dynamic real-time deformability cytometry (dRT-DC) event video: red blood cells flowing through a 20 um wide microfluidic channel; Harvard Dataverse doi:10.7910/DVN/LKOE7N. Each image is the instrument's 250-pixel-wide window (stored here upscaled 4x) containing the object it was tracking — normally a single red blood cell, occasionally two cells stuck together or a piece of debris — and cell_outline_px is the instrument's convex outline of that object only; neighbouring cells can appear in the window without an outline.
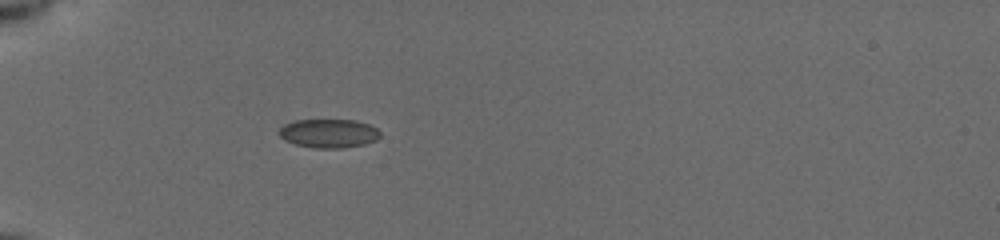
{"species": "common noctule bat (a hibernating species)", "species_latin": "Nyctalus noctula", "temperature_condition": "cold", "stored_images_in_passage": 37, "camera_frame_rate_fps": 3000, "um_per_image_px": 0.085, "animal": {"sex": "female", "body_mass_g": 19.5, "forearm_length_mm": 54.1}, "frame": {"image": 1, "passage_image": 1, "time_ms": 0.0, "image_size_px": [1000, 240], "cell_outline_px": [[380, 136], [376, 140], [364, 144], [340, 148], [316, 148], [296, 144], [284, 140], [276, 132], [284, 124], [296, 120], [356, 120], [368, 124], [376, 128], [380, 132]], "centroid_in_image_um": [27.92, 11.33], "position_along_channel_um": 57.1, "area_um2": 16.94}}
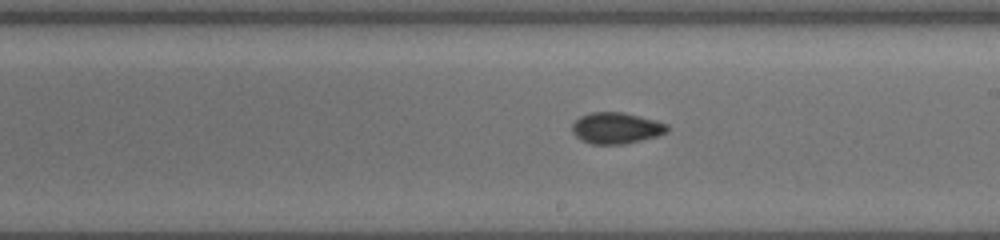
{"frame": {"image": 2, "passage_image": 16, "time_ms": 5.0, "image_size_px": [1000, 240], "cell_outline_px": [[668, 132], [656, 136], [624, 144], [592, 144], [580, 140], [572, 132], [572, 124], [580, 116], [592, 112], [620, 112], [668, 124]], "centroid_in_image_um": [52.34, 10.9], "position_along_channel_um": 236.7, "area_um2": 17.05}}
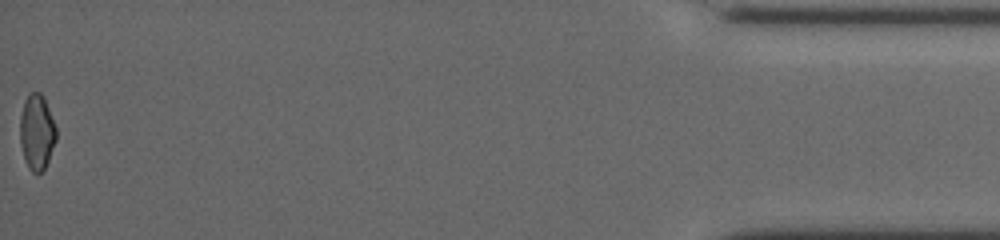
{"frame": {"image": 3, "passage_image": 37, "time_ms": 12.0, "image_size_px": [1000, 240], "cell_outline_px": [[56, 140], [48, 160], [44, 168], [40, 172], [32, 172], [28, 168], [24, 160], [20, 144], [20, 116], [24, 100], [28, 92], [40, 92], [44, 96], [56, 128]], "centroid_in_image_um": [3.11, 11.2], "position_along_channel_um": 432.1, "area_um2": 16.01}, "authors_computed_cell_mechanics": {"area_um2": 16.473, "velocity_mm_per_s": 3.9347, "shape_relaxation_time_tau1_ms": 4.8632, "shape_relaxation_time_tau2_ms": 4.585, "deformation_change_tau1": 0.0745, "deformation_change_tau2": 0.0683}}